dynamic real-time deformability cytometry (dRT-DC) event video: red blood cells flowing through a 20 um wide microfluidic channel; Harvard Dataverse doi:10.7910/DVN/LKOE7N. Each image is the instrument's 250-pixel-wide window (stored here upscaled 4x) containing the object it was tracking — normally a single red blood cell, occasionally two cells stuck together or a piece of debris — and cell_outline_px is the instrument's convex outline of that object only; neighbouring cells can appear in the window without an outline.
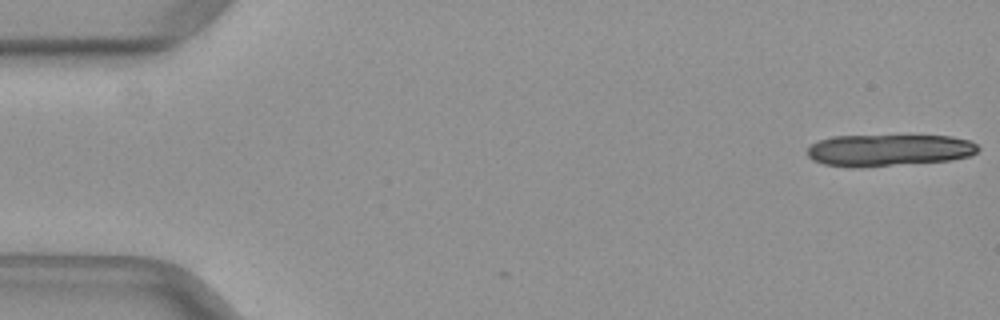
{"species": "common noctule bat (a hibernating species)", "species_latin": "Nyctalus noctula", "temperature_condition": "warm", "stored_images_in_passage": 2, "camera_frame_rate_fps": 3000, "um_per_image_px": 0.085, "animal": {"sex": "female", "body_mass_g": 29.2, "forearm_length_mm": 56.3}, "frame": {"image": 1, "passage_image": 2, "time_ms": 0.333, "image_size_px": [1000, 320], "cell_outline_px": [[980, 148], [976, 152], [968, 156], [952, 160], [860, 168], [852, 168], [824, 164], [812, 160], [808, 156], [808, 148], [812, 144], [820, 140], [832, 136], [952, 136], [972, 140]], "centroid_in_image_um": [75.55, 12.77], "position_along_channel_um": 9.4, "area_um2": 31.85}}